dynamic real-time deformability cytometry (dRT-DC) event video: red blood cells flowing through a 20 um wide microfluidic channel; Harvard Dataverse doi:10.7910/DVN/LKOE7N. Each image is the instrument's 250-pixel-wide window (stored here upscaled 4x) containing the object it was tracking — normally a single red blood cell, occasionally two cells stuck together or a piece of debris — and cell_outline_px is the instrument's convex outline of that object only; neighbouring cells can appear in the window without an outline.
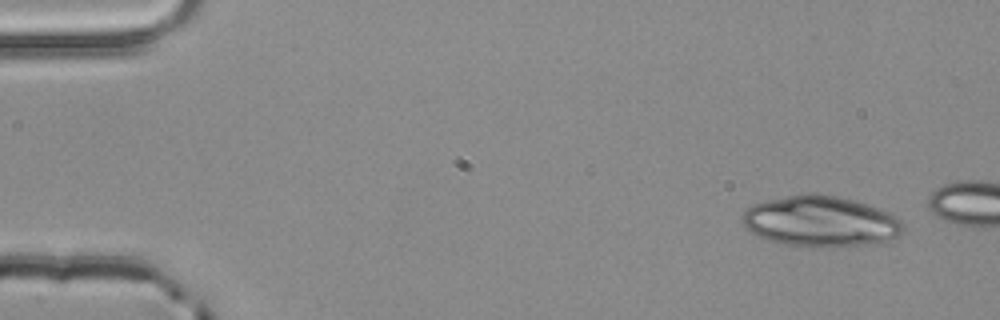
{"species": "common noctule bat (a hibernating species)", "species_latin": "Nyctalus noctula", "temperature_condition": "room temperature", "stored_images_in_passage": 3, "camera_frame_rate_fps": 3000, "um_per_image_px": 0.085, "animal": {"sex": "male", "body_mass_g": 20.4}, "frame": {"image": 1, "passage_image": 1, "time_ms": 0.0, "image_size_px": [1000, 320], "cell_outline_px": [[904, 232], [888, 240], [872, 244], [840, 248], [828, 248], [784, 244], [768, 240], [752, 232], [740, 220], [740, 216], [752, 204], [768, 200], [808, 192], [812, 192], [836, 196], [852, 200], [888, 212], [896, 216], [904, 224]], "centroid_in_image_um": [69.76, 18.83], "position_along_channel_um": 15.2, "area_um2": 47.74}}